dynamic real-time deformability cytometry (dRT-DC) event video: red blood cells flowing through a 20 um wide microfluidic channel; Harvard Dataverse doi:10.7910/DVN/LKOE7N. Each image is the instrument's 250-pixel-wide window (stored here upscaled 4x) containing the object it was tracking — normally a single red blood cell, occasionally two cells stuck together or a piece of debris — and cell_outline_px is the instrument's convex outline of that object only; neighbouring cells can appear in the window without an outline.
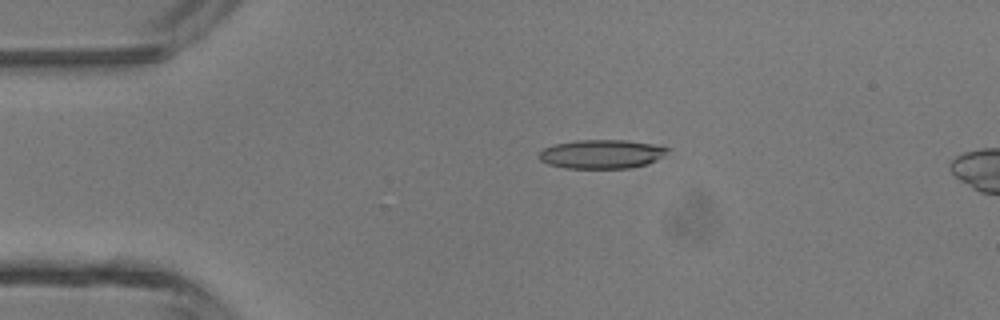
{"species": "common noctule bat (a hibernating species)", "species_latin": "Nyctalus noctula", "temperature_condition": "room temperature", "stored_images_in_passage": 5, "camera_frame_rate_fps": 3000, "um_per_image_px": 0.085, "animal": {"sex": "male", "body_mass_g": 13.3}, "frame": {"image": 1, "passage_image": 3, "time_ms": 0.667, "image_size_px": [1000, 320], "cell_outline_px": [[672, 148], [664, 156], [648, 164], [632, 168], [564, 168], [548, 164], [540, 160], [540, 152], [544, 148], [556, 144], [576, 140], [628, 140], [660, 144]], "centroid_in_image_um": [51.24, 13.09], "position_along_channel_um": 33.8, "area_um2": 21.96}}